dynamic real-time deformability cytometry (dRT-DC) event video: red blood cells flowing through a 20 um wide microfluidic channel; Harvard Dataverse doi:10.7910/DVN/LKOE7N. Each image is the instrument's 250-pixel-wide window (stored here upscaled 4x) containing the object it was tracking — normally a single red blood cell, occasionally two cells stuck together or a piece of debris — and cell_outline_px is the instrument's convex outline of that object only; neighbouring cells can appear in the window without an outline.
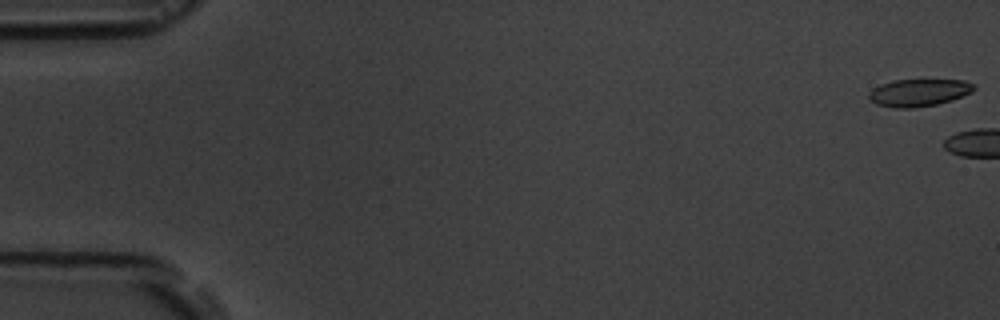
{"species": "common noctule bat (a hibernating species)", "species_latin": "Nyctalus noctula", "temperature_condition": "room temperature", "stored_images_in_passage": 5, "camera_frame_rate_fps": 3000, "um_per_image_px": 0.085, "animal": {"sex": "male", "body_mass_g": 19.5, "forearm_length_mm": 54.6}, "frame": {"image": 1, "passage_image": 1, "time_ms": 0.0, "image_size_px": [1000, 320], "cell_outline_px": [[976, 88], [972, 92], [952, 100], [936, 104], [912, 108], [896, 108], [876, 104], [868, 96], [868, 92], [872, 88], [880, 84], [892, 80], [964, 80], [976, 84]], "centroid_in_image_um": [78.1, 7.86], "position_along_channel_um": 6.9, "area_um2": 16.82}}